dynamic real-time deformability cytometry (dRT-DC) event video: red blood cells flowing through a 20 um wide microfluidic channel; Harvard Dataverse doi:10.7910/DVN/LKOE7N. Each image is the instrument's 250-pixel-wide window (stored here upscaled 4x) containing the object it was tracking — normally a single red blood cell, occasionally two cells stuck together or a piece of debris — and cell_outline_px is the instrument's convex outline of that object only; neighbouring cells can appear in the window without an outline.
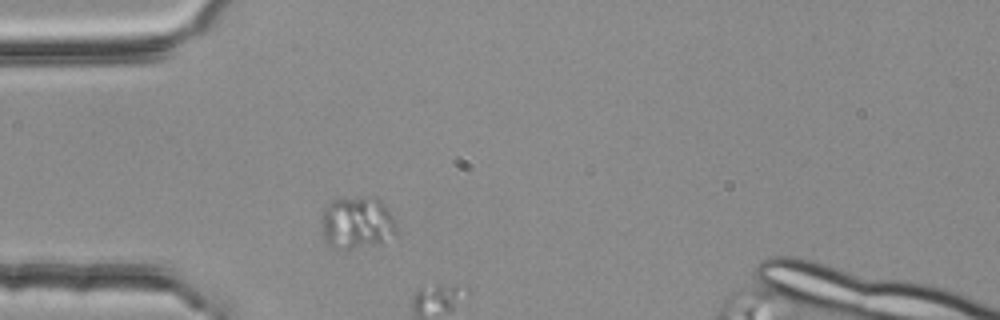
{"species": "common noctule bat (a hibernating species)", "species_latin": "Nyctalus noctula", "temperature_condition": "room temperature", "stored_images_in_passage": 2, "camera_frame_rate_fps": 3000, "um_per_image_px": 0.085, "animal": {"sex": "female", "body_mass_g": 25.1}, "frame": {"image": 1, "passage_image": 1, "time_ms": 0.0, "image_size_px": [1000, 320], "cell_outline_px": [[400, 236], [380, 244], [348, 248], [332, 248], [324, 240], [320, 224], [320, 216], [324, 204], [332, 200], [364, 196], [376, 196], [388, 208], [400, 232]], "centroid_in_image_um": [30.37, 18.93], "position_along_channel_um": 54.6, "area_um2": 23.93}}